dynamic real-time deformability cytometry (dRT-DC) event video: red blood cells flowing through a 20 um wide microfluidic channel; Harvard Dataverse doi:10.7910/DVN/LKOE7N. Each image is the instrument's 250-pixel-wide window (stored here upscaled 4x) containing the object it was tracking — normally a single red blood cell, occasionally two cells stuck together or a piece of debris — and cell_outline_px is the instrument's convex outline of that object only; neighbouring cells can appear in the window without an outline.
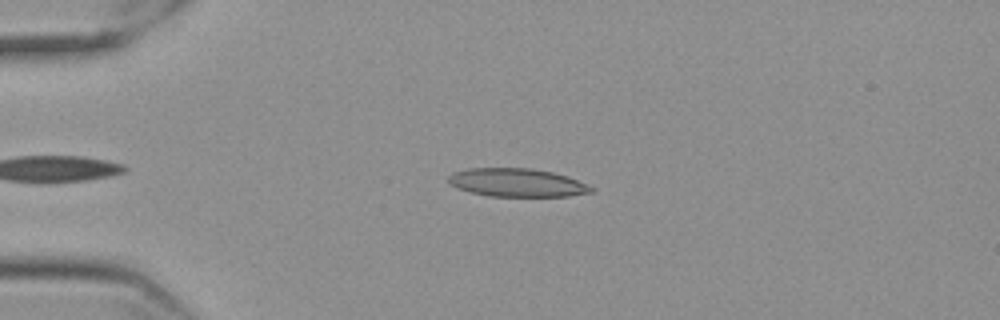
{"species": "Egyptian fruit bat (a non-hibernating species)", "species_latin": "Rousettus aegyptiacus", "temperature_condition": "cold", "stored_images_in_passage": 47, "camera_frame_rate_fps": 3000, "um_per_image_px": 0.085, "frame": {"image": 1, "passage_image": 8, "time_ms": 2.333, "image_size_px": [1000, 320], "cell_outline_px": [[596, 188], [592, 192], [568, 196], [488, 196], [456, 188], [448, 184], [448, 176], [452, 172], [468, 168], [532, 168], [552, 172], [568, 176]], "centroid_in_image_um": [43.92, 15.52], "position_along_channel_um": 41.1, "area_um2": 23.7}}
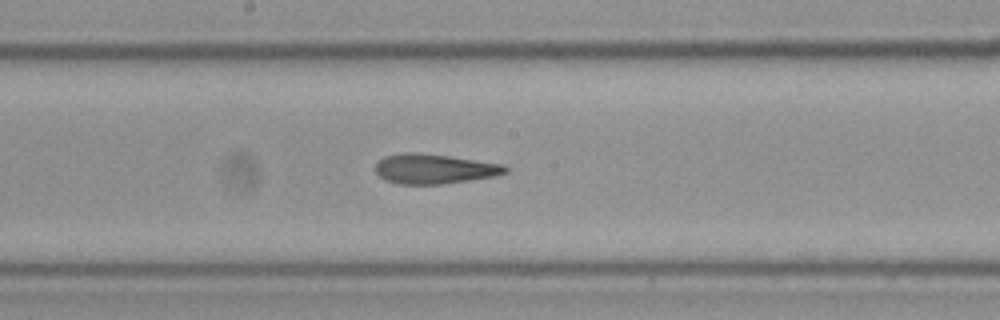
{"frame": {"image": 2, "passage_image": 25, "time_ms": 8.0, "image_size_px": [1000, 320], "cell_outline_px": [[508, 172], [496, 176], [444, 184], [396, 184], [384, 180], [376, 172], [376, 164], [384, 156], [404, 152], [416, 152], [448, 156], [504, 164], [508, 168]], "centroid_in_image_um": [36.92, 14.36], "position_along_channel_um": 211.3, "area_um2": 22.66}}
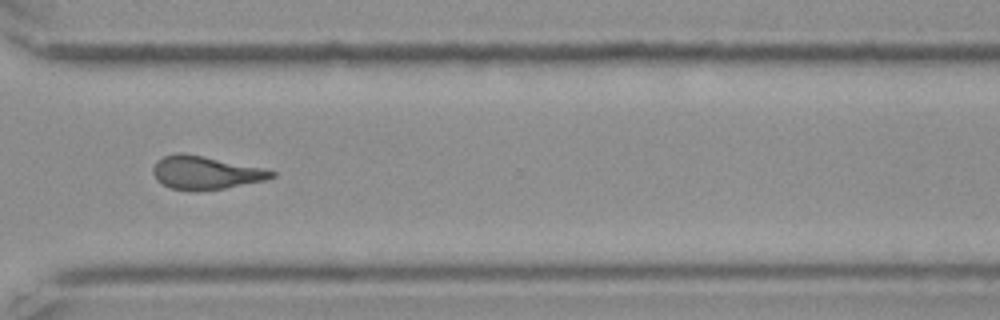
{"frame": {"image": 3, "passage_image": 37, "time_ms": 12.0, "image_size_px": [1000, 320], "cell_outline_px": [[276, 176], [264, 180], [224, 188], [196, 192], [168, 188], [156, 180], [152, 172], [152, 168], [156, 160], [164, 156], [176, 152], [184, 152], [204, 156], [260, 168], [276, 172]], "centroid_in_image_um": [17.37, 14.68], "position_along_channel_um": 353.2, "area_um2": 23.06}, "authors_computed_cell_mechanics": {"area_um2": 23.2356, "velocity_mm_per_s": 3.5489, "shape_relaxation_time_tau1_ms": null, "shape_relaxation_time_tau2_ms": 2.8905, "deformation_change_tau1": null, "deformation_change_tau2": 0.1278}}